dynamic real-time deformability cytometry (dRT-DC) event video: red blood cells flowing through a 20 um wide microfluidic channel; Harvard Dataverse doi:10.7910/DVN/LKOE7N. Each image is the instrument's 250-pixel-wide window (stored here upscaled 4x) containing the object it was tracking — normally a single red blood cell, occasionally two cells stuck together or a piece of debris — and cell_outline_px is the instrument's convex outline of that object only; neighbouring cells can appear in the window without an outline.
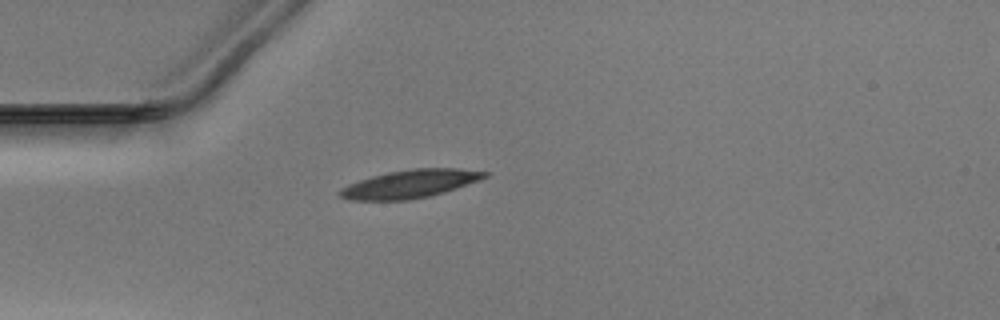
{"species": "Egyptian fruit bat (a non-hibernating species)", "species_latin": "Rousettus aegyptiacus", "temperature_condition": "warm", "stored_images_in_passage": 38, "camera_frame_rate_fps": 3000, "um_per_image_px": 0.085, "animal": {"sex": "male"}, "frame": {"image": 1, "passage_image": 1, "time_ms": 0.0, "image_size_px": [1000, 320], "cell_outline_px": [[488, 176], [480, 180], [444, 192], [428, 196], [408, 200], [352, 200], [340, 196], [336, 192], [340, 188], [348, 184], [372, 176], [388, 172], [412, 168], [460, 168], [488, 172]], "centroid_in_image_um": [34.85, 15.62], "position_along_channel_um": 50.2, "area_um2": 23.7}}
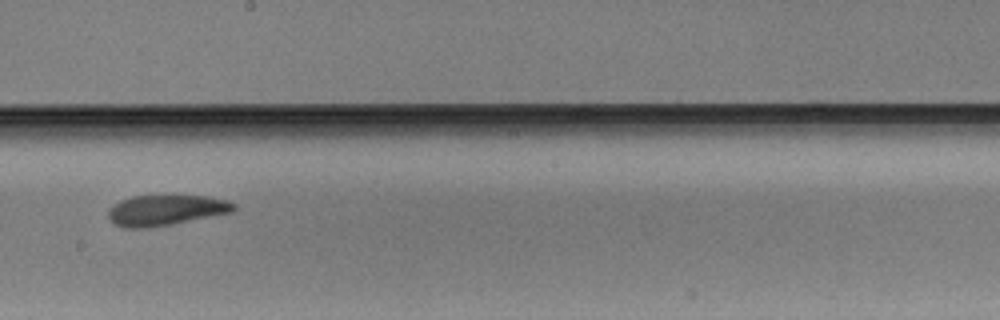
{"frame": {"image": 2, "passage_image": 16, "time_ms": 5.0, "image_size_px": [1000, 320], "cell_outline_px": [[236, 208], [232, 212], [172, 224], [148, 228], [128, 228], [116, 224], [108, 216], [108, 212], [112, 204], [120, 200], [132, 196], [208, 196], [228, 200], [236, 204]], "centroid_in_image_um": [14.11, 17.86], "position_along_channel_um": 234.1, "area_um2": 22.25}}
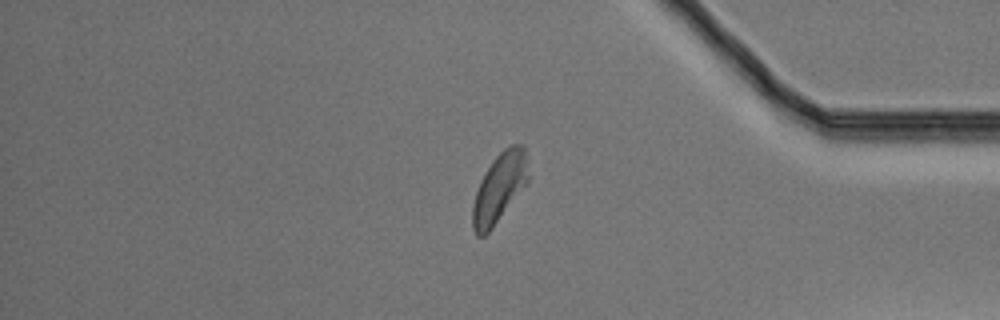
{"frame": {"image": 3, "passage_image": 30, "time_ms": 9.667, "image_size_px": [1000, 320], "cell_outline_px": [[528, 180], [492, 228], [484, 236], [476, 236], [472, 228], [472, 204], [480, 180], [484, 172], [492, 160], [504, 148], [512, 144], [524, 144], [528, 176]], "centroid_in_image_um": [42.4, 15.95], "position_along_channel_um": 392.8, "area_um2": 22.14}}